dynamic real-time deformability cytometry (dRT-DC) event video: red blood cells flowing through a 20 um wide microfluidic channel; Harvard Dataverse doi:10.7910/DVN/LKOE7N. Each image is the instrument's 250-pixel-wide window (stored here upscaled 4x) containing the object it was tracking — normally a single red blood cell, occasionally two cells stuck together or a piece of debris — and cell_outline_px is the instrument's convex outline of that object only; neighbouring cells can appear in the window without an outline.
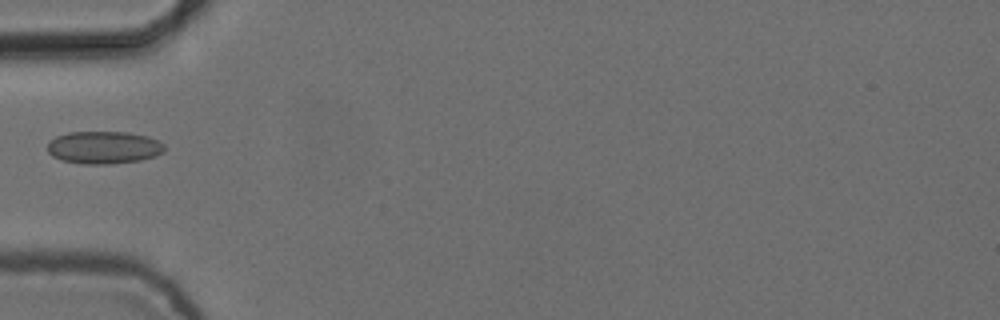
{"species": "common noctule bat (a hibernating species)", "species_latin": "Nyctalus noctula", "temperature_condition": "cold", "stored_images_in_passage": 2, "camera_frame_rate_fps": 3000, "um_per_image_px": 0.085, "animal": {"sex": "female", "body_mass_g": 24.6, "forearm_length_mm": 56.2}, "frame": {"image": 1, "passage_image": 1, "time_ms": 0.0, "image_size_px": [1000, 320], "cell_outline_px": [[164, 152], [156, 156], [140, 160], [112, 164], [80, 164], [60, 160], [52, 156], [48, 152], [48, 144], [56, 136], [68, 132], [128, 132], [148, 136], [160, 140], [164, 144]], "centroid_in_image_um": [8.84, 12.54], "position_along_channel_um": 76.2, "area_um2": 22.48}}
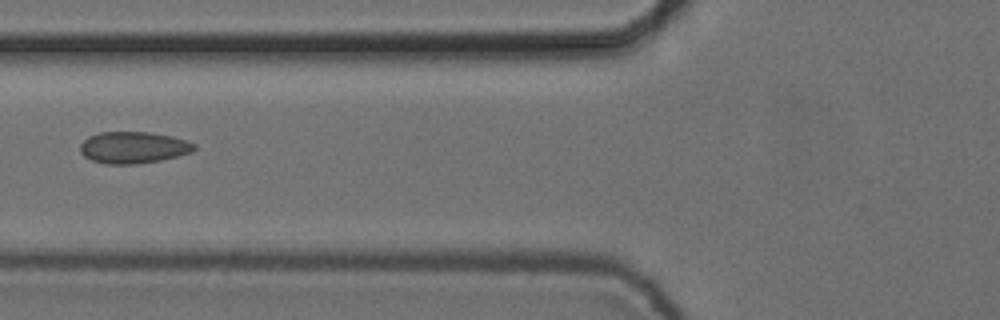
{"frame": {"image": 2, "passage_image": 2, "time_ms": 0.333, "image_size_px": [1000, 320], "cell_outline_px": [[196, 148], [192, 152], [160, 160], [132, 164], [104, 164], [92, 160], [84, 156], [80, 152], [80, 144], [88, 136], [100, 132], [148, 132], [172, 136], [188, 140], [196, 144]], "centroid_in_image_um": [11.33, 12.53], "position_along_channel_um": 114.5, "area_um2": 21.1}}